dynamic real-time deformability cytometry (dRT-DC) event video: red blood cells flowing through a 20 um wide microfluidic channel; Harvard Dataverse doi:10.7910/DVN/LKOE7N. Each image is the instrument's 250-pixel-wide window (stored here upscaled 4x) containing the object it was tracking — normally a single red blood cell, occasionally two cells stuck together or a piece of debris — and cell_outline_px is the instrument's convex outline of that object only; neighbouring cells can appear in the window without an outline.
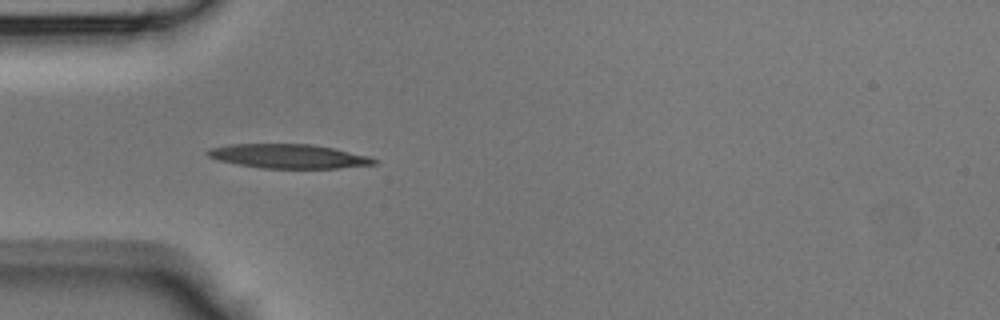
{"species": "Egyptian fruit bat (a non-hibernating species)", "species_latin": "Rousettus aegyptiacus", "temperature_condition": "room temperature", "stored_images_in_passage": 32, "camera_frame_rate_fps": 3000, "um_per_image_px": 0.085, "animal": {"sex": "male"}, "frame": {"image": 1, "passage_image": 1, "time_ms": 0.0, "image_size_px": [1000, 320], "cell_outline_px": [[380, 160], [376, 164], [340, 168], [260, 168], [236, 164], [220, 160], [208, 156], [204, 152], [208, 148], [232, 144], [312, 144], [332, 148], [368, 156]], "centroid_in_image_um": [24.52, 13.28], "position_along_channel_um": 60.5, "area_um2": 23.41}}
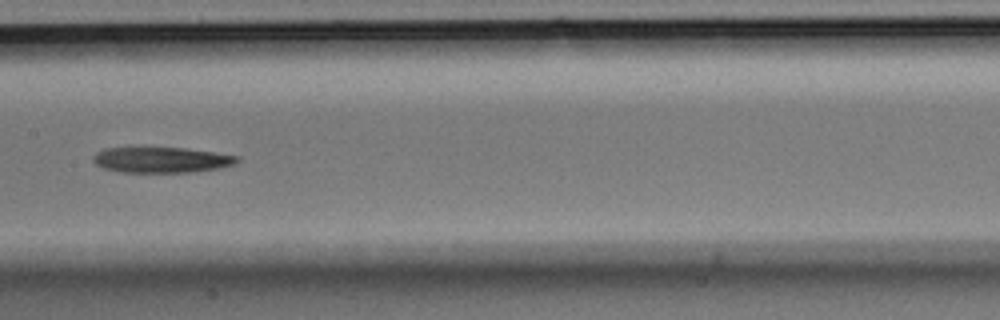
{"frame": {"image": 2, "passage_image": 10, "time_ms": 3.0, "image_size_px": [1000, 320], "cell_outline_px": [[240, 160], [236, 164], [220, 168], [188, 172], [120, 172], [104, 168], [96, 164], [92, 160], [92, 156], [96, 152], [104, 148], [184, 148], [240, 156]], "centroid_in_image_um": [13.73, 13.59], "position_along_channel_um": 193.7, "area_um2": 21.44}}
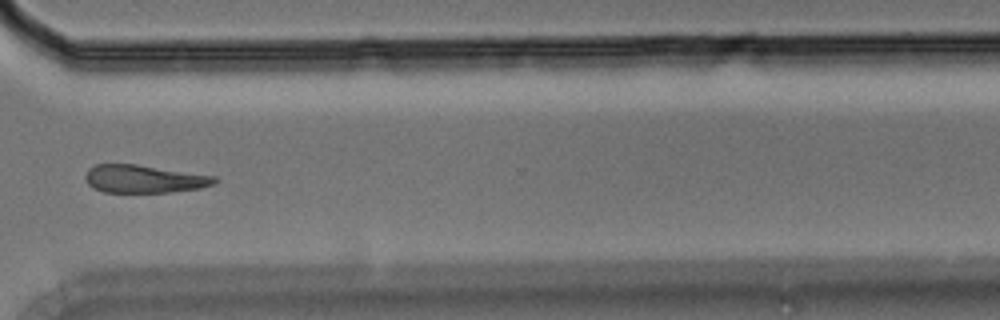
{"frame": {"image": 3, "passage_image": 21, "time_ms": 6.667, "image_size_px": [1000, 320], "cell_outline_px": [[216, 184], [200, 188], [172, 192], [104, 192], [92, 188], [88, 184], [84, 176], [88, 168], [96, 164], [136, 164], [216, 176]], "centroid_in_image_um": [12.23, 15.21], "position_along_channel_um": 358.4, "area_um2": 21.1}}